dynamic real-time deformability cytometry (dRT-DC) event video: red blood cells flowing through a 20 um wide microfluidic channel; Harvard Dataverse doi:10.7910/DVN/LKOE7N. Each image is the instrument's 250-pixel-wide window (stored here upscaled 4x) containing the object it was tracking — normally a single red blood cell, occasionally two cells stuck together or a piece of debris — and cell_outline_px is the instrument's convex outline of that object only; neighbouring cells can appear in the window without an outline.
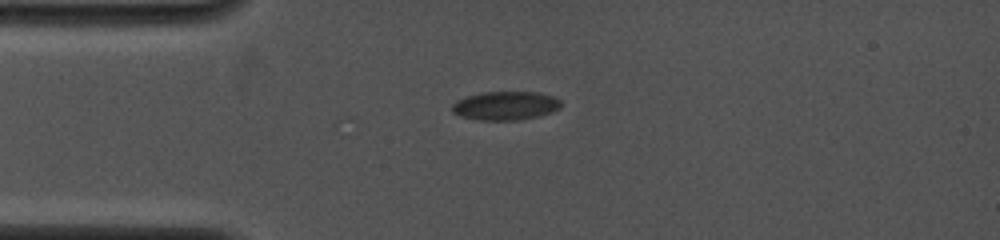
{"species": "common noctule bat (a hibernating species)", "species_latin": "Nyctalus noctula", "temperature_condition": "cold", "stored_images_in_passage": 12, "camera_frame_rate_fps": 4000, "um_per_image_px": 0.085, "animal": {"sex": "female", "body_mass_g": 19.0, "forearm_length_mm": 53.3}, "frame": {"image": 1, "passage_image": 2, "time_ms": 0.75, "image_size_px": [1000, 240], "cell_outline_px": [[560, 108], [552, 112], [540, 116], [520, 120], [476, 120], [460, 116], [452, 112], [452, 104], [456, 100], [468, 96], [484, 92], [536, 92], [552, 96], [560, 100]], "centroid_in_image_um": [42.95, 8.99], "position_along_channel_um": 42.0, "area_um2": 18.26}}
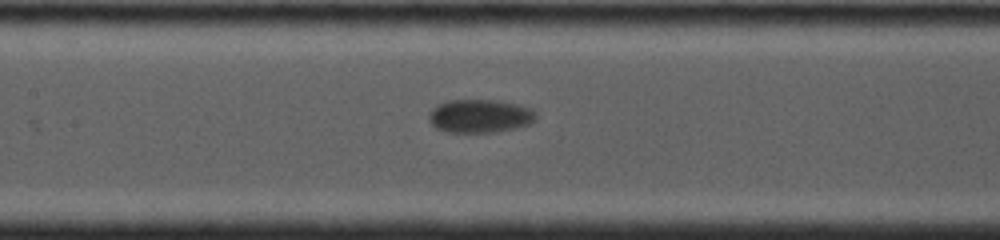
{"frame": {"image": 2, "passage_image": 8, "time_ms": 4.5, "image_size_px": [1000, 240], "cell_outline_px": [[536, 120], [528, 124], [516, 128], [496, 132], [444, 132], [436, 128], [428, 120], [428, 116], [432, 108], [436, 104], [448, 100], [496, 100], [516, 104], [532, 108], [536, 112]], "centroid_in_image_um": [40.77, 9.86], "position_along_channel_um": 166.6, "area_um2": 21.04}}
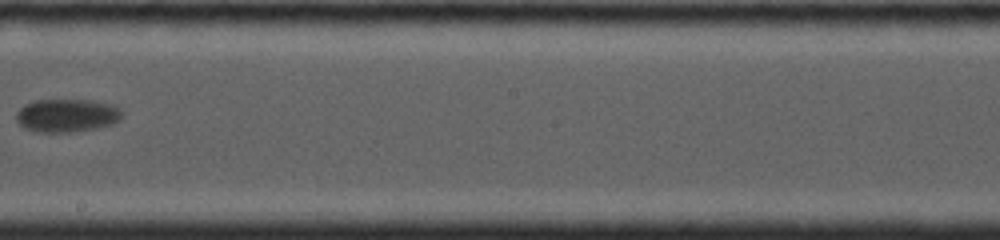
{"frame": {"image": 3, "passage_image": 11, "time_ms": 6.5, "image_size_px": [1000, 240], "cell_outline_px": [[120, 120], [112, 124], [96, 128], [72, 132], [32, 132], [24, 128], [16, 120], [16, 112], [24, 104], [32, 100], [92, 100], [112, 104], [120, 108]], "centroid_in_image_um": [5.64, 9.81], "position_along_channel_um": 242.6, "area_um2": 20.63}}